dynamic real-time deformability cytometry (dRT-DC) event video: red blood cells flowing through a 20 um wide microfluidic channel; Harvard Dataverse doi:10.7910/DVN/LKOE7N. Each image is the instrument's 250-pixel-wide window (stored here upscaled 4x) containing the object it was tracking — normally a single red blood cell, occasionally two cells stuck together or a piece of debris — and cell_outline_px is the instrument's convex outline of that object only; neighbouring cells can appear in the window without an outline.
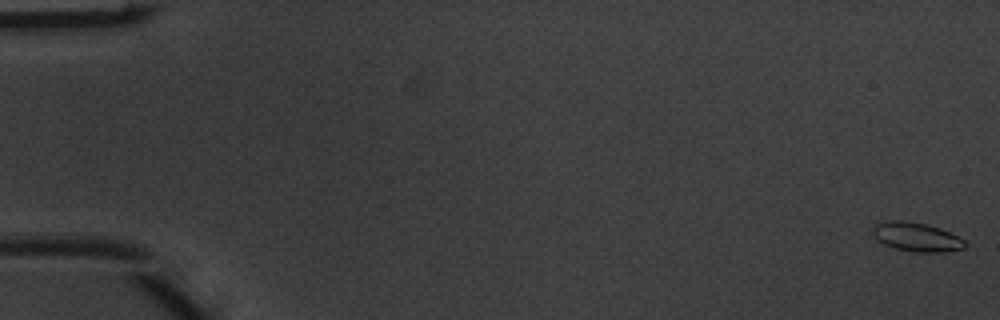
{"species": "common noctule bat (a hibernating species)", "species_latin": "Nyctalus noctula", "temperature_condition": "warm", "stored_images_in_passage": 6, "camera_frame_rate_fps": 3000, "um_per_image_px": 0.085, "animal": {"sex": "male", "body_mass_g": 20.1, "forearm_length_mm": 53.5}, "frame": {"image": 1, "passage_image": 1, "time_ms": 0.0, "image_size_px": [1000, 320], "cell_outline_px": [[968, 244], [964, 248], [944, 252], [916, 252], [896, 248], [884, 244], [872, 232], [872, 228], [876, 224], [884, 220], [904, 220], [924, 224], [940, 228], [964, 240]], "centroid_in_image_um": [77.91, 20.13], "position_along_channel_um": 7.1, "area_um2": 15.37}}
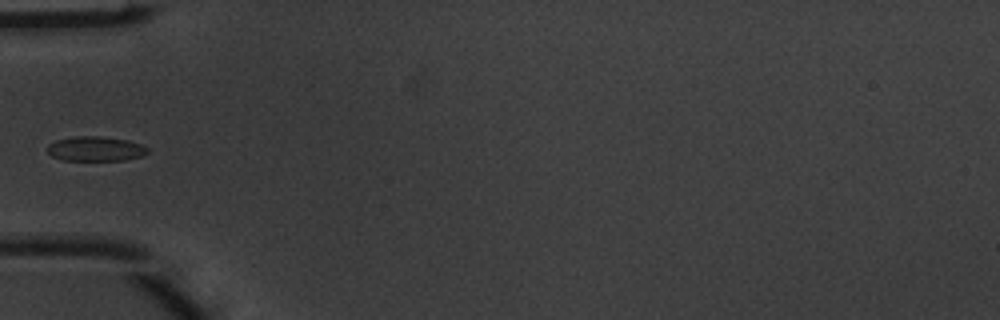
{"frame": {"image": 2, "passage_image": 6, "time_ms": 1.667, "image_size_px": [1000, 320], "cell_outline_px": [[148, 152], [144, 156], [124, 160], [64, 160], [52, 156], [48, 152], [48, 144], [56, 140], [76, 136], [100, 136], [128, 140], [140, 144], [148, 148]], "centroid_in_image_um": [8.14, 12.65], "position_along_channel_um": 76.9, "area_um2": 14.39}}